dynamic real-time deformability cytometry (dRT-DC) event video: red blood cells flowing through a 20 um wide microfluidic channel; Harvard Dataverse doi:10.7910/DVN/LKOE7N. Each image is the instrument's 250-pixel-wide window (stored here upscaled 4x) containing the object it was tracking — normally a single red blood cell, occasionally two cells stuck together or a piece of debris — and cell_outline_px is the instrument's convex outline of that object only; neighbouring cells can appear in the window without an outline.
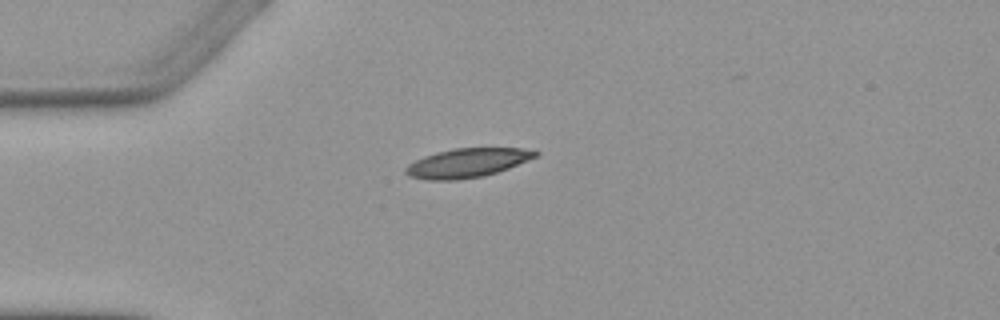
{"species": "Egyptian fruit bat (a non-hibernating species)", "species_latin": "Rousettus aegyptiacus", "temperature_condition": "warm", "stored_images_in_passage": 3, "camera_frame_rate_fps": 3000, "um_per_image_px": 0.085, "animal": {"sex": "female"}, "frame": {"image": 1, "passage_image": 1, "time_ms": 0.0, "image_size_px": [1000, 320], "cell_outline_px": [[540, 152], [536, 156], [528, 160], [508, 168], [484, 176], [456, 180], [428, 180], [408, 176], [404, 172], [404, 168], [408, 164], [424, 156], [436, 152], [452, 148], [520, 148]], "centroid_in_image_um": [39.66, 13.85], "position_along_channel_um": 45.3, "area_um2": 21.91}}